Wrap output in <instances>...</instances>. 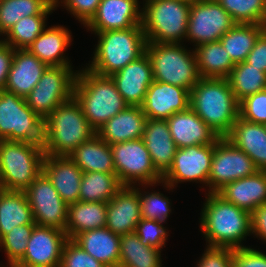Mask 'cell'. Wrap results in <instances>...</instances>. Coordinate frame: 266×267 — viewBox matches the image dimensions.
I'll use <instances>...</instances> for the list:
<instances>
[{"mask_svg": "<svg viewBox=\"0 0 266 267\" xmlns=\"http://www.w3.org/2000/svg\"><path fill=\"white\" fill-rule=\"evenodd\" d=\"M200 215V231L207 246L238 249L252 235L251 214L218 193H206Z\"/></svg>", "mask_w": 266, "mask_h": 267, "instance_id": "1", "label": "cell"}, {"mask_svg": "<svg viewBox=\"0 0 266 267\" xmlns=\"http://www.w3.org/2000/svg\"><path fill=\"white\" fill-rule=\"evenodd\" d=\"M190 108L220 138L239 118V101L228 79L200 78L190 91Z\"/></svg>", "mask_w": 266, "mask_h": 267, "instance_id": "2", "label": "cell"}, {"mask_svg": "<svg viewBox=\"0 0 266 267\" xmlns=\"http://www.w3.org/2000/svg\"><path fill=\"white\" fill-rule=\"evenodd\" d=\"M96 134L73 96L44 119L45 155L69 156L79 145Z\"/></svg>", "mask_w": 266, "mask_h": 267, "instance_id": "3", "label": "cell"}, {"mask_svg": "<svg viewBox=\"0 0 266 267\" xmlns=\"http://www.w3.org/2000/svg\"><path fill=\"white\" fill-rule=\"evenodd\" d=\"M93 34L98 36V43L85 68L97 75L111 76L146 53L147 39L142 26Z\"/></svg>", "mask_w": 266, "mask_h": 267, "instance_id": "4", "label": "cell"}, {"mask_svg": "<svg viewBox=\"0 0 266 267\" xmlns=\"http://www.w3.org/2000/svg\"><path fill=\"white\" fill-rule=\"evenodd\" d=\"M73 96L96 131L128 106L110 76L97 75L84 67L77 71Z\"/></svg>", "mask_w": 266, "mask_h": 267, "instance_id": "5", "label": "cell"}, {"mask_svg": "<svg viewBox=\"0 0 266 267\" xmlns=\"http://www.w3.org/2000/svg\"><path fill=\"white\" fill-rule=\"evenodd\" d=\"M43 145L0 140V189L25 191L43 171Z\"/></svg>", "mask_w": 266, "mask_h": 267, "instance_id": "6", "label": "cell"}, {"mask_svg": "<svg viewBox=\"0 0 266 267\" xmlns=\"http://www.w3.org/2000/svg\"><path fill=\"white\" fill-rule=\"evenodd\" d=\"M183 44L147 42L146 53L152 63L154 81L191 91L201 77L194 49L188 50Z\"/></svg>", "mask_w": 266, "mask_h": 267, "instance_id": "7", "label": "cell"}, {"mask_svg": "<svg viewBox=\"0 0 266 267\" xmlns=\"http://www.w3.org/2000/svg\"><path fill=\"white\" fill-rule=\"evenodd\" d=\"M191 4L158 0L142 7V28L147 42L183 43L186 40Z\"/></svg>", "mask_w": 266, "mask_h": 267, "instance_id": "8", "label": "cell"}, {"mask_svg": "<svg viewBox=\"0 0 266 267\" xmlns=\"http://www.w3.org/2000/svg\"><path fill=\"white\" fill-rule=\"evenodd\" d=\"M0 140L44 144V119L25 98L0 90Z\"/></svg>", "mask_w": 266, "mask_h": 267, "instance_id": "9", "label": "cell"}, {"mask_svg": "<svg viewBox=\"0 0 266 267\" xmlns=\"http://www.w3.org/2000/svg\"><path fill=\"white\" fill-rule=\"evenodd\" d=\"M115 174L122 186L160 185L162 175L153 165L142 138L110 145ZM138 183V184H137ZM159 183V184H158Z\"/></svg>", "mask_w": 266, "mask_h": 267, "instance_id": "10", "label": "cell"}, {"mask_svg": "<svg viewBox=\"0 0 266 267\" xmlns=\"http://www.w3.org/2000/svg\"><path fill=\"white\" fill-rule=\"evenodd\" d=\"M74 66H48L37 85L25 97L26 104L43 119L74 95L78 70Z\"/></svg>", "mask_w": 266, "mask_h": 267, "instance_id": "11", "label": "cell"}, {"mask_svg": "<svg viewBox=\"0 0 266 267\" xmlns=\"http://www.w3.org/2000/svg\"><path fill=\"white\" fill-rule=\"evenodd\" d=\"M213 152L214 144L177 148L173 163L160 184L171 191L182 182H196L208 188Z\"/></svg>", "mask_w": 266, "mask_h": 267, "instance_id": "12", "label": "cell"}, {"mask_svg": "<svg viewBox=\"0 0 266 267\" xmlns=\"http://www.w3.org/2000/svg\"><path fill=\"white\" fill-rule=\"evenodd\" d=\"M236 24L216 0H199L191 4L185 41L194 47L216 42Z\"/></svg>", "mask_w": 266, "mask_h": 267, "instance_id": "13", "label": "cell"}, {"mask_svg": "<svg viewBox=\"0 0 266 267\" xmlns=\"http://www.w3.org/2000/svg\"><path fill=\"white\" fill-rule=\"evenodd\" d=\"M257 171L250 157L222 137L214 144L207 192L217 193L227 183L251 176Z\"/></svg>", "mask_w": 266, "mask_h": 267, "instance_id": "14", "label": "cell"}, {"mask_svg": "<svg viewBox=\"0 0 266 267\" xmlns=\"http://www.w3.org/2000/svg\"><path fill=\"white\" fill-rule=\"evenodd\" d=\"M36 225L66 230L67 204L42 171L24 191Z\"/></svg>", "mask_w": 266, "mask_h": 267, "instance_id": "15", "label": "cell"}, {"mask_svg": "<svg viewBox=\"0 0 266 267\" xmlns=\"http://www.w3.org/2000/svg\"><path fill=\"white\" fill-rule=\"evenodd\" d=\"M66 232L35 225L24 256L13 267H60Z\"/></svg>", "mask_w": 266, "mask_h": 267, "instance_id": "16", "label": "cell"}, {"mask_svg": "<svg viewBox=\"0 0 266 267\" xmlns=\"http://www.w3.org/2000/svg\"><path fill=\"white\" fill-rule=\"evenodd\" d=\"M140 7L138 0H101L95 15L84 27L93 33L142 26Z\"/></svg>", "mask_w": 266, "mask_h": 267, "instance_id": "17", "label": "cell"}, {"mask_svg": "<svg viewBox=\"0 0 266 267\" xmlns=\"http://www.w3.org/2000/svg\"><path fill=\"white\" fill-rule=\"evenodd\" d=\"M190 107V91L169 83L153 81L141 105L147 119L167 120Z\"/></svg>", "mask_w": 266, "mask_h": 267, "instance_id": "18", "label": "cell"}, {"mask_svg": "<svg viewBox=\"0 0 266 267\" xmlns=\"http://www.w3.org/2000/svg\"><path fill=\"white\" fill-rule=\"evenodd\" d=\"M110 77L129 106H141L149 86L154 81L149 56L145 53Z\"/></svg>", "mask_w": 266, "mask_h": 267, "instance_id": "19", "label": "cell"}, {"mask_svg": "<svg viewBox=\"0 0 266 267\" xmlns=\"http://www.w3.org/2000/svg\"><path fill=\"white\" fill-rule=\"evenodd\" d=\"M141 218L137 186H122L107 203L106 227L121 236L135 232Z\"/></svg>", "mask_w": 266, "mask_h": 267, "instance_id": "20", "label": "cell"}, {"mask_svg": "<svg viewBox=\"0 0 266 267\" xmlns=\"http://www.w3.org/2000/svg\"><path fill=\"white\" fill-rule=\"evenodd\" d=\"M166 121L177 148L215 144L220 139L190 107L173 114Z\"/></svg>", "mask_w": 266, "mask_h": 267, "instance_id": "21", "label": "cell"}, {"mask_svg": "<svg viewBox=\"0 0 266 267\" xmlns=\"http://www.w3.org/2000/svg\"><path fill=\"white\" fill-rule=\"evenodd\" d=\"M43 172L67 205L79 201L83 171L69 156L45 155Z\"/></svg>", "mask_w": 266, "mask_h": 267, "instance_id": "22", "label": "cell"}, {"mask_svg": "<svg viewBox=\"0 0 266 267\" xmlns=\"http://www.w3.org/2000/svg\"><path fill=\"white\" fill-rule=\"evenodd\" d=\"M47 67L28 49H14L4 89L25 98L37 85Z\"/></svg>", "mask_w": 266, "mask_h": 267, "instance_id": "23", "label": "cell"}, {"mask_svg": "<svg viewBox=\"0 0 266 267\" xmlns=\"http://www.w3.org/2000/svg\"><path fill=\"white\" fill-rule=\"evenodd\" d=\"M224 138L250 157L258 170L266 171V125L239 116Z\"/></svg>", "mask_w": 266, "mask_h": 267, "instance_id": "24", "label": "cell"}, {"mask_svg": "<svg viewBox=\"0 0 266 267\" xmlns=\"http://www.w3.org/2000/svg\"><path fill=\"white\" fill-rule=\"evenodd\" d=\"M71 33L63 25L49 26L27 49L47 66H72L64 53L73 41Z\"/></svg>", "mask_w": 266, "mask_h": 267, "instance_id": "25", "label": "cell"}, {"mask_svg": "<svg viewBox=\"0 0 266 267\" xmlns=\"http://www.w3.org/2000/svg\"><path fill=\"white\" fill-rule=\"evenodd\" d=\"M217 193L251 214L257 207L266 204V171L258 170L251 176L227 183Z\"/></svg>", "mask_w": 266, "mask_h": 267, "instance_id": "26", "label": "cell"}, {"mask_svg": "<svg viewBox=\"0 0 266 267\" xmlns=\"http://www.w3.org/2000/svg\"><path fill=\"white\" fill-rule=\"evenodd\" d=\"M147 117L141 106H127L109 119L96 134L109 145L142 138Z\"/></svg>", "mask_w": 266, "mask_h": 267, "instance_id": "27", "label": "cell"}, {"mask_svg": "<svg viewBox=\"0 0 266 267\" xmlns=\"http://www.w3.org/2000/svg\"><path fill=\"white\" fill-rule=\"evenodd\" d=\"M142 139L149 151L153 165L163 176L171 167L177 150L167 121L147 119Z\"/></svg>", "mask_w": 266, "mask_h": 267, "instance_id": "28", "label": "cell"}, {"mask_svg": "<svg viewBox=\"0 0 266 267\" xmlns=\"http://www.w3.org/2000/svg\"><path fill=\"white\" fill-rule=\"evenodd\" d=\"M73 241L106 267H118L120 235L114 234L107 227L82 232Z\"/></svg>", "mask_w": 266, "mask_h": 267, "instance_id": "29", "label": "cell"}, {"mask_svg": "<svg viewBox=\"0 0 266 267\" xmlns=\"http://www.w3.org/2000/svg\"><path fill=\"white\" fill-rule=\"evenodd\" d=\"M107 203L78 201L67 206L66 235L73 240L78 234L106 227Z\"/></svg>", "mask_w": 266, "mask_h": 267, "instance_id": "30", "label": "cell"}, {"mask_svg": "<svg viewBox=\"0 0 266 267\" xmlns=\"http://www.w3.org/2000/svg\"><path fill=\"white\" fill-rule=\"evenodd\" d=\"M69 157L85 172L115 173L110 145L97 134L79 145Z\"/></svg>", "mask_w": 266, "mask_h": 267, "instance_id": "31", "label": "cell"}, {"mask_svg": "<svg viewBox=\"0 0 266 267\" xmlns=\"http://www.w3.org/2000/svg\"><path fill=\"white\" fill-rule=\"evenodd\" d=\"M193 49L201 78H228L235 63L220 41L203 43Z\"/></svg>", "mask_w": 266, "mask_h": 267, "instance_id": "32", "label": "cell"}, {"mask_svg": "<svg viewBox=\"0 0 266 267\" xmlns=\"http://www.w3.org/2000/svg\"><path fill=\"white\" fill-rule=\"evenodd\" d=\"M23 224H36L24 191L0 189V239Z\"/></svg>", "mask_w": 266, "mask_h": 267, "instance_id": "33", "label": "cell"}, {"mask_svg": "<svg viewBox=\"0 0 266 267\" xmlns=\"http://www.w3.org/2000/svg\"><path fill=\"white\" fill-rule=\"evenodd\" d=\"M54 0H0V35L3 37L20 19L34 15H51Z\"/></svg>", "mask_w": 266, "mask_h": 267, "instance_id": "34", "label": "cell"}, {"mask_svg": "<svg viewBox=\"0 0 266 267\" xmlns=\"http://www.w3.org/2000/svg\"><path fill=\"white\" fill-rule=\"evenodd\" d=\"M161 252L143 245L135 232L121 235L118 267H163Z\"/></svg>", "mask_w": 266, "mask_h": 267, "instance_id": "35", "label": "cell"}, {"mask_svg": "<svg viewBox=\"0 0 266 267\" xmlns=\"http://www.w3.org/2000/svg\"><path fill=\"white\" fill-rule=\"evenodd\" d=\"M265 29L261 24H236L219 41L235 64L244 62Z\"/></svg>", "mask_w": 266, "mask_h": 267, "instance_id": "36", "label": "cell"}, {"mask_svg": "<svg viewBox=\"0 0 266 267\" xmlns=\"http://www.w3.org/2000/svg\"><path fill=\"white\" fill-rule=\"evenodd\" d=\"M121 187L115 173L85 172L81 178L79 201L108 203Z\"/></svg>", "mask_w": 266, "mask_h": 267, "instance_id": "37", "label": "cell"}, {"mask_svg": "<svg viewBox=\"0 0 266 267\" xmlns=\"http://www.w3.org/2000/svg\"><path fill=\"white\" fill-rule=\"evenodd\" d=\"M227 79L239 102L266 89V73L245 61L236 63Z\"/></svg>", "mask_w": 266, "mask_h": 267, "instance_id": "38", "label": "cell"}, {"mask_svg": "<svg viewBox=\"0 0 266 267\" xmlns=\"http://www.w3.org/2000/svg\"><path fill=\"white\" fill-rule=\"evenodd\" d=\"M47 15H34L20 19L2 38L13 49H27L47 27Z\"/></svg>", "mask_w": 266, "mask_h": 267, "instance_id": "39", "label": "cell"}, {"mask_svg": "<svg viewBox=\"0 0 266 267\" xmlns=\"http://www.w3.org/2000/svg\"><path fill=\"white\" fill-rule=\"evenodd\" d=\"M237 24L266 26V0H216Z\"/></svg>", "mask_w": 266, "mask_h": 267, "instance_id": "40", "label": "cell"}, {"mask_svg": "<svg viewBox=\"0 0 266 267\" xmlns=\"http://www.w3.org/2000/svg\"><path fill=\"white\" fill-rule=\"evenodd\" d=\"M35 225L23 224L15 226L0 239V250L3 249L6 254L7 267H13L24 256L27 242Z\"/></svg>", "mask_w": 266, "mask_h": 267, "instance_id": "41", "label": "cell"}, {"mask_svg": "<svg viewBox=\"0 0 266 267\" xmlns=\"http://www.w3.org/2000/svg\"><path fill=\"white\" fill-rule=\"evenodd\" d=\"M137 185L139 192L141 217L156 220L167 224V219L172 213L171 199L164 196L159 190L156 191H142Z\"/></svg>", "mask_w": 266, "mask_h": 267, "instance_id": "42", "label": "cell"}, {"mask_svg": "<svg viewBox=\"0 0 266 267\" xmlns=\"http://www.w3.org/2000/svg\"><path fill=\"white\" fill-rule=\"evenodd\" d=\"M135 233L145 246H150L162 251L168 239V229L164 227L163 222L141 218L136 225Z\"/></svg>", "mask_w": 266, "mask_h": 267, "instance_id": "43", "label": "cell"}, {"mask_svg": "<svg viewBox=\"0 0 266 267\" xmlns=\"http://www.w3.org/2000/svg\"><path fill=\"white\" fill-rule=\"evenodd\" d=\"M239 116L247 121L266 125V89L241 100Z\"/></svg>", "mask_w": 266, "mask_h": 267, "instance_id": "44", "label": "cell"}, {"mask_svg": "<svg viewBox=\"0 0 266 267\" xmlns=\"http://www.w3.org/2000/svg\"><path fill=\"white\" fill-rule=\"evenodd\" d=\"M60 267H106L84 251L76 242L68 239L63 246Z\"/></svg>", "mask_w": 266, "mask_h": 267, "instance_id": "45", "label": "cell"}, {"mask_svg": "<svg viewBox=\"0 0 266 267\" xmlns=\"http://www.w3.org/2000/svg\"><path fill=\"white\" fill-rule=\"evenodd\" d=\"M100 2L101 0H54L56 9L63 6L83 26L95 15Z\"/></svg>", "mask_w": 266, "mask_h": 267, "instance_id": "46", "label": "cell"}, {"mask_svg": "<svg viewBox=\"0 0 266 267\" xmlns=\"http://www.w3.org/2000/svg\"><path fill=\"white\" fill-rule=\"evenodd\" d=\"M196 267H233V249L206 246Z\"/></svg>", "mask_w": 266, "mask_h": 267, "instance_id": "47", "label": "cell"}, {"mask_svg": "<svg viewBox=\"0 0 266 267\" xmlns=\"http://www.w3.org/2000/svg\"><path fill=\"white\" fill-rule=\"evenodd\" d=\"M233 267H266V253L250 246L233 249Z\"/></svg>", "mask_w": 266, "mask_h": 267, "instance_id": "48", "label": "cell"}, {"mask_svg": "<svg viewBox=\"0 0 266 267\" xmlns=\"http://www.w3.org/2000/svg\"><path fill=\"white\" fill-rule=\"evenodd\" d=\"M245 62L266 73V29L259 35Z\"/></svg>", "mask_w": 266, "mask_h": 267, "instance_id": "49", "label": "cell"}, {"mask_svg": "<svg viewBox=\"0 0 266 267\" xmlns=\"http://www.w3.org/2000/svg\"><path fill=\"white\" fill-rule=\"evenodd\" d=\"M252 235L266 242V204L257 207L251 213Z\"/></svg>", "mask_w": 266, "mask_h": 267, "instance_id": "50", "label": "cell"}, {"mask_svg": "<svg viewBox=\"0 0 266 267\" xmlns=\"http://www.w3.org/2000/svg\"><path fill=\"white\" fill-rule=\"evenodd\" d=\"M14 49L2 42L0 44V90L4 89L13 62Z\"/></svg>", "mask_w": 266, "mask_h": 267, "instance_id": "51", "label": "cell"}, {"mask_svg": "<svg viewBox=\"0 0 266 267\" xmlns=\"http://www.w3.org/2000/svg\"><path fill=\"white\" fill-rule=\"evenodd\" d=\"M181 1L187 2L189 4H193L194 2L199 1V0H181Z\"/></svg>", "mask_w": 266, "mask_h": 267, "instance_id": "52", "label": "cell"}, {"mask_svg": "<svg viewBox=\"0 0 266 267\" xmlns=\"http://www.w3.org/2000/svg\"><path fill=\"white\" fill-rule=\"evenodd\" d=\"M152 1H158V0H143V5H144L145 3L152 2Z\"/></svg>", "mask_w": 266, "mask_h": 267, "instance_id": "53", "label": "cell"}]
</instances>
